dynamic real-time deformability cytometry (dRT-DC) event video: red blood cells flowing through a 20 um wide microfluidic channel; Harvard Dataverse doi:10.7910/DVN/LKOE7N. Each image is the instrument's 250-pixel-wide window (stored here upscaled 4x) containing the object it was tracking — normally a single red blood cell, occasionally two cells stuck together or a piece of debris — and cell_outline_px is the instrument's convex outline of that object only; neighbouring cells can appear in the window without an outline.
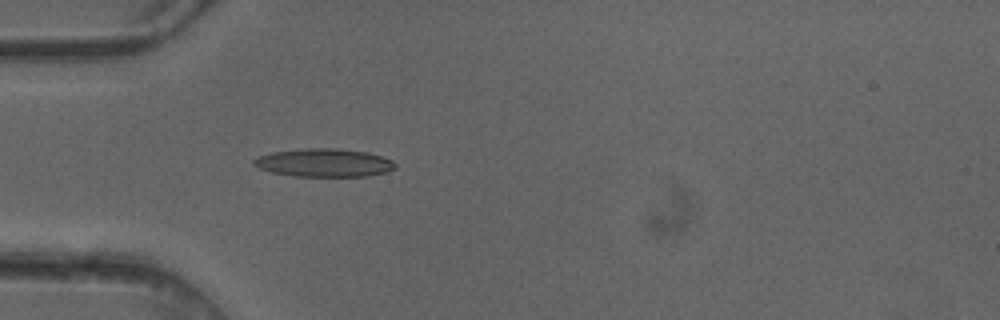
{"species": "common noctule bat (a hibernating species)", "species_latin": "Nyctalus noctula", "temperature_condition": "cold", "stored_images_in_passage": 4, "camera_frame_rate_fps": 3000, "um_per_image_px": 0.085, "animal": {"sex": "female"}, "frame": {"image": 1, "passage_image": 4, "time_ms": 1.0, "image_size_px": [1000, 320], "cell_outline_px": [[396, 168], [388, 172], [368, 176], [296, 176], [272, 172], [260, 168], [252, 164], [252, 160], [260, 156], [272, 152], [308, 148], [336, 148], [368, 152], [392, 160], [396, 164]], "centroid_in_image_um": [27.58, 13.83], "position_along_channel_um": 57.4, "area_um2": 23.18}}